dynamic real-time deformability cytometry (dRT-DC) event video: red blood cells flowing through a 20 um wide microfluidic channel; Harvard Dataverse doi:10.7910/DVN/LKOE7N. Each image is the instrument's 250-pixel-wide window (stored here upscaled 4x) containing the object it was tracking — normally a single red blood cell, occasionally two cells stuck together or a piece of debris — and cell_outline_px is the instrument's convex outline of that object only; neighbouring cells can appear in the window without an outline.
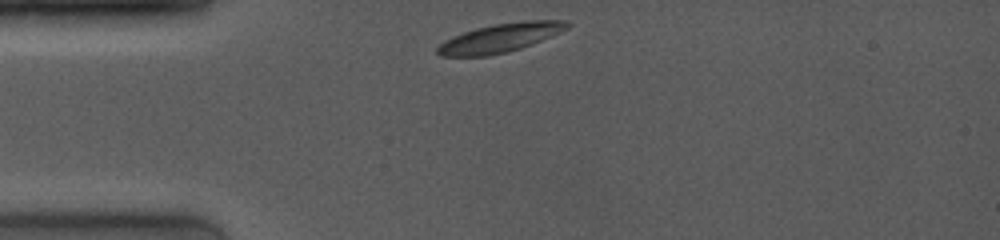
{"species": "common noctule bat (a hibernating species)", "species_latin": "Nyctalus noctula", "temperature_condition": "room temperature", "stored_images_in_passage": 42, "camera_frame_rate_fps": 4000, "um_per_image_px": 0.085, "animal": {"sex": "female", "body_mass_g": 19.0, "forearm_length_mm": 53.3}, "frame": {"image": 1, "passage_image": 1, "time_ms": 0.0, "image_size_px": [1000, 240], "cell_outline_px": [[572, 24], [568, 28], [560, 32], [520, 48], [508, 52], [488, 56], [440, 56], [436, 52], [436, 48], [444, 40], [464, 32], [476, 28], [496, 24], [528, 20], [568, 20]], "centroid_in_image_um": [42.51, 3.22], "position_along_channel_um": 42.5, "area_um2": 21.56}}
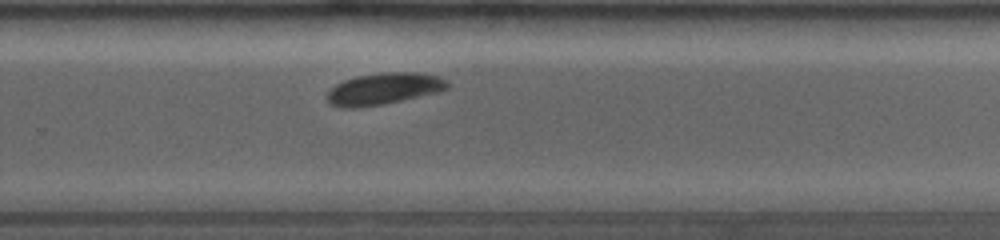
{"frame": {"image": 2, "passage_image": 23, "time_ms": 7.0, "image_size_px": [1000, 240], "cell_outline_px": [[452, 84], [448, 88], [440, 92], [384, 104], [360, 108], [340, 108], [328, 104], [328, 92], [336, 84], [344, 80], [356, 76], [380, 72], [420, 72], [440, 76], [448, 80]], "centroid_in_image_um": [32.68, 7.54], "position_along_channel_um": 297.1, "area_um2": 22.72}}
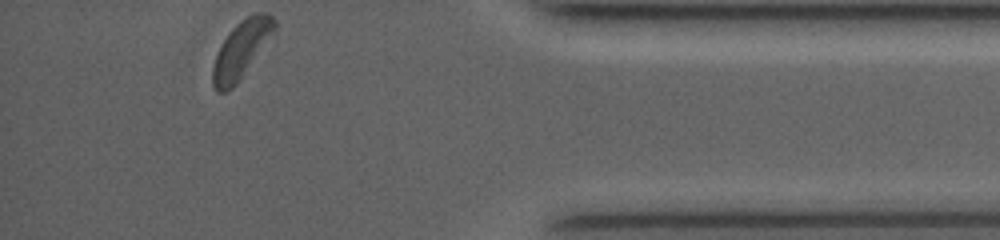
{"frame": {"image": 3, "passage_image": 41, "time_ms": 10.5, "image_size_px": [1000, 240], "cell_outline_px": [[276, 32], [240, 80], [232, 88], [224, 92], [216, 92], [212, 84], [212, 68], [216, 56], [228, 32], [236, 24], [248, 16], [256, 12], [268, 12], [276, 20]], "centroid_in_image_um": [20.55, 4.2], "position_along_channel_um": 414.7, "area_um2": 20.75}, "authors_computed_cell_mechanics": {"area_um2": 22.2241, "velocity_mm_per_s": 3.9697, "shape_relaxation_time_tau1_ms": 2.1613, "shape_relaxation_time_tau2_ms": 7.0223, "deformation_change_tau1": 0.1035, "deformation_change_tau2": 0.0841}}